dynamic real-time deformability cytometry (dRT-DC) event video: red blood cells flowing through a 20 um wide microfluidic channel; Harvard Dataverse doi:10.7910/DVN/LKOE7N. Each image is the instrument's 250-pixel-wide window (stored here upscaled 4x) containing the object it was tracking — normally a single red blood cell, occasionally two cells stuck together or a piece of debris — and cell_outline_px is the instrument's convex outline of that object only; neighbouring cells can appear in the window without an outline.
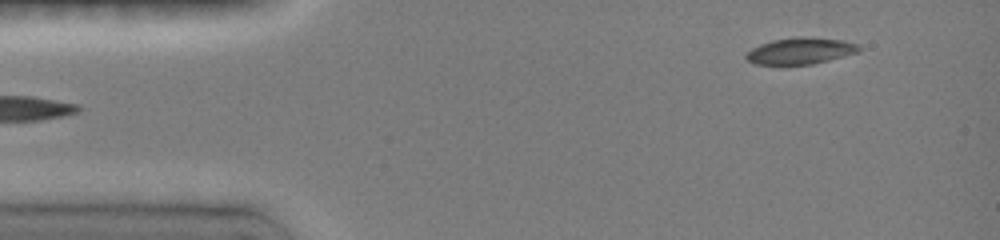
{"species": "common noctule bat (a hibernating species)", "species_latin": "Nyctalus noctula", "temperature_condition": "room temperature", "stored_images_in_passage": 7, "segment_of_instrument_passage": [2, 2], "camera_frame_rate_fps": 3000, "um_per_image_px": 0.085, "animal": {"sex": "female", "body_mass_g": 19.0, "forearm_length_mm": 51.5}, "frame": {"image": 1, "passage_image": 7, "time_ms": 4.667, "image_size_px": [1000, 240], "cell_outline_px": [[860, 52], [812, 64], [756, 64], [748, 60], [744, 56], [752, 48], [760, 44], [772, 40], [800, 36], [844, 40], [860, 44]], "centroid_in_image_um": [68.07, 4.31], "position_along_channel_um": 16.9, "area_um2": 17.34}}